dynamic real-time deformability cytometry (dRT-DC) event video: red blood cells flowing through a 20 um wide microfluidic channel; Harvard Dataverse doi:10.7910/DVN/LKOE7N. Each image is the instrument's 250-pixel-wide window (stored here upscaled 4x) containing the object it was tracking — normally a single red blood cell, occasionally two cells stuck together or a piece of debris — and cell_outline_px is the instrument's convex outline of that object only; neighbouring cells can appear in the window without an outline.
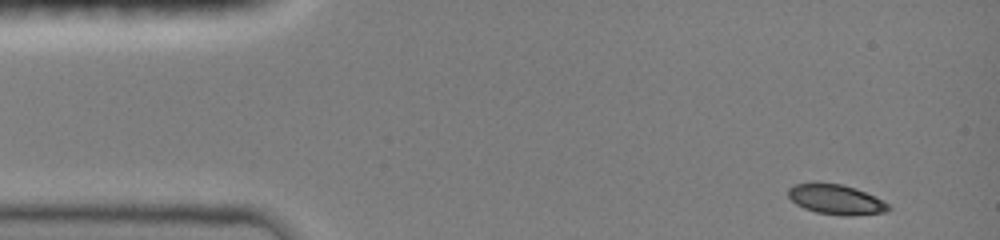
{"species": "common noctule bat (a hibernating species)", "species_latin": "Nyctalus noctula", "temperature_condition": "room temperature", "stored_images_in_passage": 42, "camera_frame_rate_fps": 3000, "um_per_image_px": 0.085, "animal": {"sex": "female", "body_mass_g": 19.0, "forearm_length_mm": 51.5}, "frame": {"image": 1, "passage_image": 1, "time_ms": 0.0, "image_size_px": [1000, 240], "cell_outline_px": [[892, 208], [888, 212], [852, 216], [844, 216], [816, 212], [804, 208], [796, 204], [788, 196], [788, 188], [796, 184], [812, 180], [816, 180], [840, 184], [856, 188], [876, 196], [884, 200]], "centroid_in_image_um": [71.07, 16.93], "position_along_channel_um": 13.9, "area_um2": 18.15}}
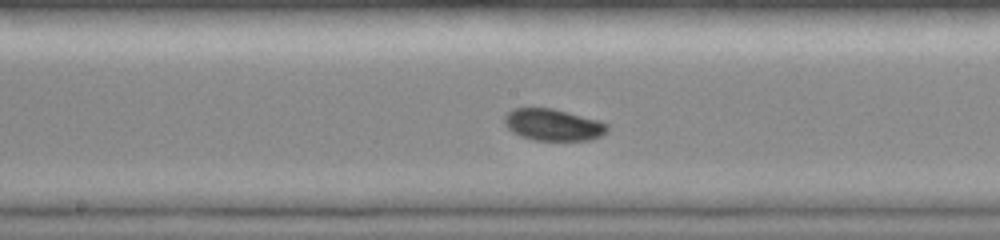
{"frame": {"image": 2, "passage_image": 22, "time_ms": 7.0, "image_size_px": [1000, 240], "cell_outline_px": [[608, 132], [592, 140], [532, 140], [520, 136], [512, 132], [504, 124], [504, 116], [512, 108], [552, 108], [600, 120], [608, 124]], "centroid_in_image_um": [47.02, 10.61], "position_along_channel_um": 201.2, "area_um2": 19.25}}
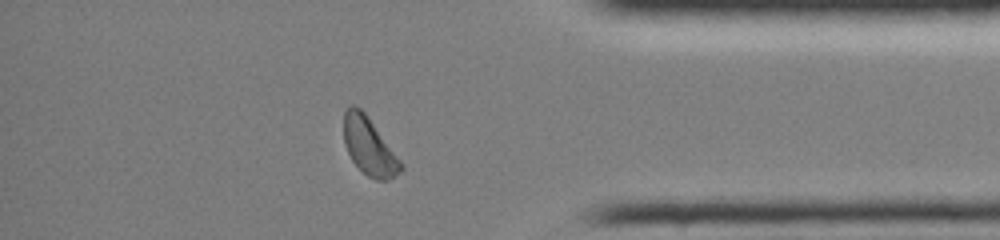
{"frame": {"image": 3, "passage_image": 38, "time_ms": 12.333, "image_size_px": [1000, 240], "cell_outline_px": [[404, 168], [400, 172], [388, 180], [376, 180], [368, 176], [352, 160], [344, 144], [344, 112], [348, 104], [352, 104], [360, 108], [364, 112], [404, 164]], "centroid_in_image_um": [31.38, 12.43], "position_along_channel_um": 403.8, "area_um2": 18.96}, "authors_computed_cell_mechanics": {"area_um2": 18.7272, "velocity_mm_per_s": 4.007, "shape_relaxation_time_tau1_ms": 4.1635, "shape_relaxation_time_tau2_ms": null, "deformation_change_tau1": 0.0927, "deformation_change_tau2": null}}